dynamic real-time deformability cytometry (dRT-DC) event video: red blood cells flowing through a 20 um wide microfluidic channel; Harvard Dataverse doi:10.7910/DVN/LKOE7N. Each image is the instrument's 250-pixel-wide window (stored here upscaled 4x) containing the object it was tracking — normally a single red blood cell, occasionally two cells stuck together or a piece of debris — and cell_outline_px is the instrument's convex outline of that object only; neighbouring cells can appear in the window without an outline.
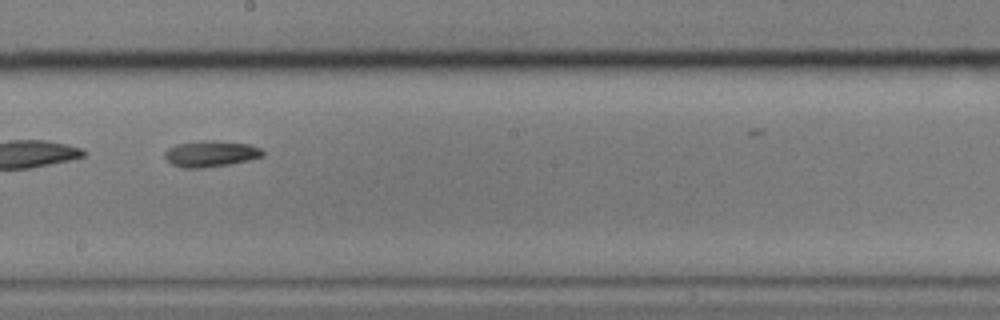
{"species": "common noctule bat (a hibernating species)", "species_latin": "Nyctalus noctula", "temperature_condition": "cold", "stored_images_in_passage": 14, "segment_of_instrument_passage": [2, 2], "camera_frame_rate_fps": 3000, "um_per_image_px": 0.085, "animal": {"sex": "male", "body_mass_g": 17.9}, "frame": {"image": 1, "passage_image": 8, "time_ms": 9.333, "image_size_px": [1000, 320], "cell_outline_px": [[264, 156], [232, 164], [204, 168], [180, 168], [172, 164], [164, 156], [164, 152], [168, 148], [176, 144], [204, 140], [212, 140], [248, 144], [260, 148], [264, 152]], "centroid_in_image_um": [17.9, 13.08], "position_along_channel_um": 230.3, "area_um2": 15.03}}
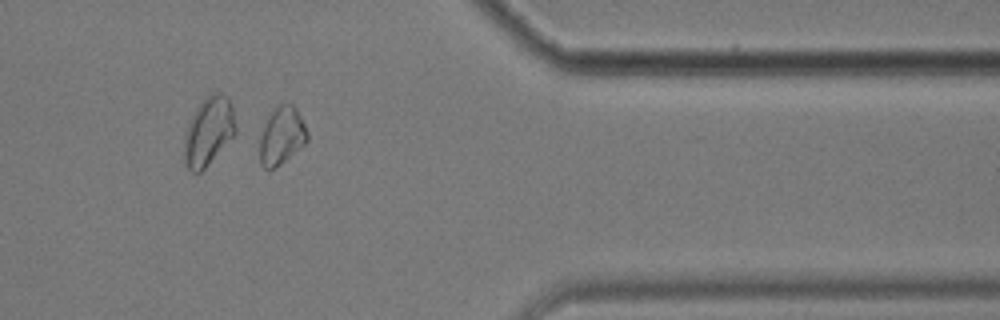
{"frame": {"image": 2, "passage_image": 12, "time_ms": 14.333, "image_size_px": [1000, 320], "cell_outline_px": [[308, 140], [304, 144], [280, 164], [272, 168], [264, 168], [260, 164], [260, 136], [268, 116], [280, 104], [292, 104], [296, 108], [308, 132]], "centroid_in_image_um": [23.94, 11.54], "position_along_channel_um": 387.5, "area_um2": 15.61}}